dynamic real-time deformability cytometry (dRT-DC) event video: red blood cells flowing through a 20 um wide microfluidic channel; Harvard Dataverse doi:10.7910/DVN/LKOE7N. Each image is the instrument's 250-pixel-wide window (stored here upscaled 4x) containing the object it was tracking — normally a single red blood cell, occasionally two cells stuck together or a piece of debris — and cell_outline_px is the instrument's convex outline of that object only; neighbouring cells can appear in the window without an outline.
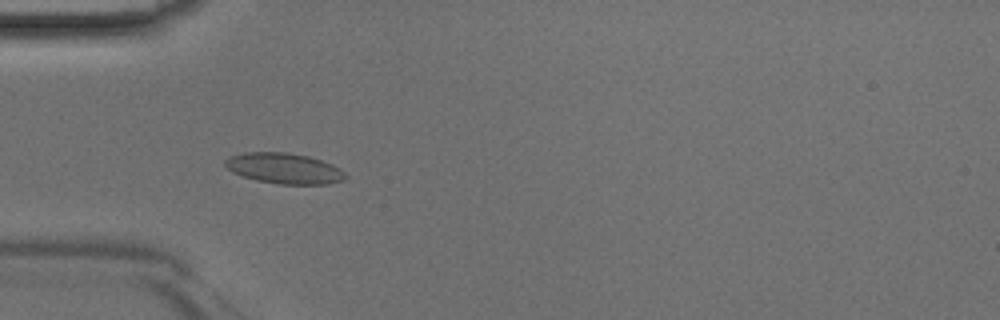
{"species": "Egyptian fruit bat (a non-hibernating species)", "species_latin": "Rousettus aegyptiacus", "temperature_condition": "room temperature", "stored_images_in_passage": 39, "camera_frame_rate_fps": 3000, "um_per_image_px": 0.085, "animal": {"sex": "male"}, "frame": {"image": 1, "passage_image": 7, "time_ms": 2.0, "image_size_px": [1000, 320], "cell_outline_px": [[348, 176], [344, 180], [328, 184], [280, 184], [256, 180], [232, 172], [224, 164], [224, 160], [232, 156], [244, 152], [288, 152], [308, 156], [332, 164], [340, 168]], "centroid_in_image_um": [24.18, 14.31], "position_along_channel_um": 60.8, "area_um2": 21.44}}
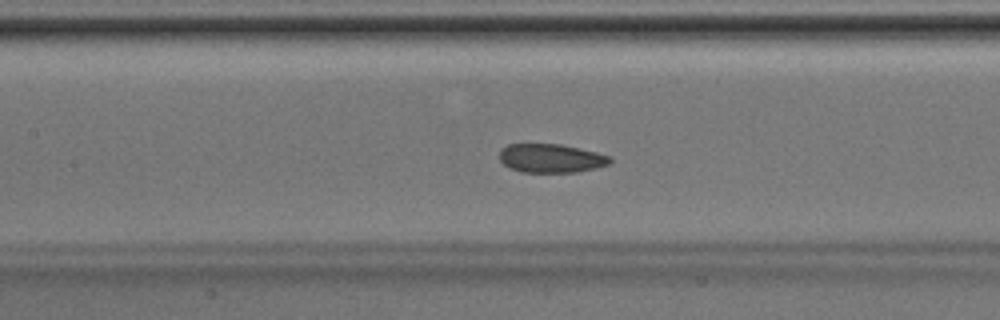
{"frame": {"image": 2, "passage_image": 14, "time_ms": 4.333, "image_size_px": [1000, 320], "cell_outline_px": [[612, 160], [608, 164], [596, 168], [576, 172], [520, 172], [504, 164], [500, 160], [500, 148], [508, 144], [560, 144], [596, 152], [612, 156]], "centroid_in_image_um": [46.84, 13.45], "position_along_channel_um": 160.6, "area_um2": 18.5}}
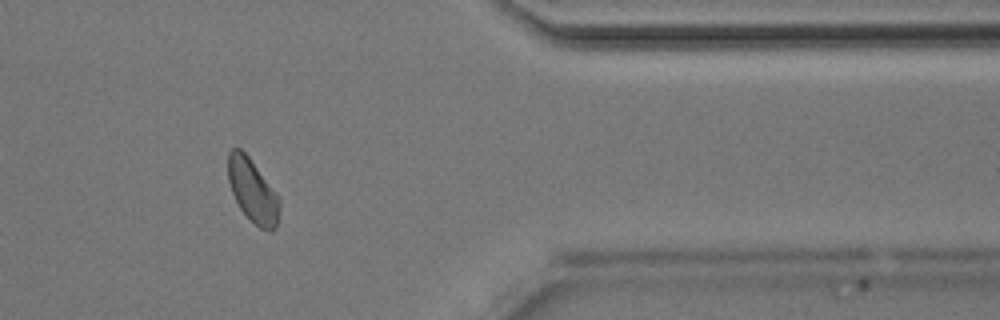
{"frame": {"image": 3, "passage_image": 31, "time_ms": 10.0, "image_size_px": [1000, 320], "cell_outline_px": [[280, 204], [276, 228], [272, 232], [260, 228], [240, 208], [232, 192], [228, 180], [228, 152], [232, 148], [240, 148], [248, 156], [280, 200]], "centroid_in_image_um": [21.46, 16.22], "position_along_channel_um": 389.9, "area_um2": 18.44}}